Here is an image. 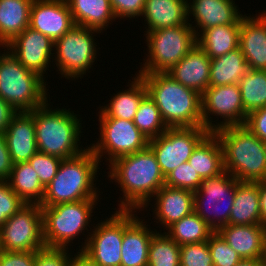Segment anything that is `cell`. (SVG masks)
I'll return each mask as SVG.
<instances>
[{"mask_svg":"<svg viewBox=\"0 0 266 266\" xmlns=\"http://www.w3.org/2000/svg\"><path fill=\"white\" fill-rule=\"evenodd\" d=\"M180 266H213L208 242L180 245Z\"/></svg>","mask_w":266,"mask_h":266,"instance_id":"41","label":"cell"},{"mask_svg":"<svg viewBox=\"0 0 266 266\" xmlns=\"http://www.w3.org/2000/svg\"><path fill=\"white\" fill-rule=\"evenodd\" d=\"M242 17L239 48L249 69L266 71V11Z\"/></svg>","mask_w":266,"mask_h":266,"instance_id":"20","label":"cell"},{"mask_svg":"<svg viewBox=\"0 0 266 266\" xmlns=\"http://www.w3.org/2000/svg\"><path fill=\"white\" fill-rule=\"evenodd\" d=\"M145 33L149 55L138 73H167L197 44V36L190 25Z\"/></svg>","mask_w":266,"mask_h":266,"instance_id":"8","label":"cell"},{"mask_svg":"<svg viewBox=\"0 0 266 266\" xmlns=\"http://www.w3.org/2000/svg\"><path fill=\"white\" fill-rule=\"evenodd\" d=\"M69 248L44 247L35 251V266H69Z\"/></svg>","mask_w":266,"mask_h":266,"instance_id":"43","label":"cell"},{"mask_svg":"<svg viewBox=\"0 0 266 266\" xmlns=\"http://www.w3.org/2000/svg\"><path fill=\"white\" fill-rule=\"evenodd\" d=\"M98 30L74 25L68 32L54 42L56 71L67 78H83L92 69L97 58V43L94 41Z\"/></svg>","mask_w":266,"mask_h":266,"instance_id":"9","label":"cell"},{"mask_svg":"<svg viewBox=\"0 0 266 266\" xmlns=\"http://www.w3.org/2000/svg\"><path fill=\"white\" fill-rule=\"evenodd\" d=\"M93 227L81 250L99 266H121L123 210H116Z\"/></svg>","mask_w":266,"mask_h":266,"instance_id":"15","label":"cell"},{"mask_svg":"<svg viewBox=\"0 0 266 266\" xmlns=\"http://www.w3.org/2000/svg\"><path fill=\"white\" fill-rule=\"evenodd\" d=\"M188 0H145L142 18L147 23L145 32L190 25Z\"/></svg>","mask_w":266,"mask_h":266,"instance_id":"25","label":"cell"},{"mask_svg":"<svg viewBox=\"0 0 266 266\" xmlns=\"http://www.w3.org/2000/svg\"><path fill=\"white\" fill-rule=\"evenodd\" d=\"M6 52V53H5ZM0 54V97L17 112H30L48 99V84L9 51Z\"/></svg>","mask_w":266,"mask_h":266,"instance_id":"6","label":"cell"},{"mask_svg":"<svg viewBox=\"0 0 266 266\" xmlns=\"http://www.w3.org/2000/svg\"><path fill=\"white\" fill-rule=\"evenodd\" d=\"M78 251L74 257L71 255L69 266H99L80 249V246Z\"/></svg>","mask_w":266,"mask_h":266,"instance_id":"49","label":"cell"},{"mask_svg":"<svg viewBox=\"0 0 266 266\" xmlns=\"http://www.w3.org/2000/svg\"><path fill=\"white\" fill-rule=\"evenodd\" d=\"M154 217L164 230L194 211V192L164 185L154 196ZM156 197V198H155ZM156 205V206H155Z\"/></svg>","mask_w":266,"mask_h":266,"instance_id":"23","label":"cell"},{"mask_svg":"<svg viewBox=\"0 0 266 266\" xmlns=\"http://www.w3.org/2000/svg\"><path fill=\"white\" fill-rule=\"evenodd\" d=\"M45 247L42 207L25 204L0 227L3 251H37Z\"/></svg>","mask_w":266,"mask_h":266,"instance_id":"12","label":"cell"},{"mask_svg":"<svg viewBox=\"0 0 266 266\" xmlns=\"http://www.w3.org/2000/svg\"><path fill=\"white\" fill-rule=\"evenodd\" d=\"M30 113L34 119L39 152L67 159L86 150L79 147L83 123L77 114L70 111V108L52 109L47 100Z\"/></svg>","mask_w":266,"mask_h":266,"instance_id":"4","label":"cell"},{"mask_svg":"<svg viewBox=\"0 0 266 266\" xmlns=\"http://www.w3.org/2000/svg\"><path fill=\"white\" fill-rule=\"evenodd\" d=\"M188 163L201 179L215 177L224 172L223 149L214 132H210L197 145Z\"/></svg>","mask_w":266,"mask_h":266,"instance_id":"27","label":"cell"},{"mask_svg":"<svg viewBox=\"0 0 266 266\" xmlns=\"http://www.w3.org/2000/svg\"><path fill=\"white\" fill-rule=\"evenodd\" d=\"M98 199L61 203L42 207L43 236L46 247L69 248L68 245L88 230ZM96 204V205H95ZM84 232V233H83Z\"/></svg>","mask_w":266,"mask_h":266,"instance_id":"7","label":"cell"},{"mask_svg":"<svg viewBox=\"0 0 266 266\" xmlns=\"http://www.w3.org/2000/svg\"><path fill=\"white\" fill-rule=\"evenodd\" d=\"M187 9L188 22L192 20V15L194 19L192 23L196 21V26L190 24L196 36L210 27L240 24L244 16L240 13L241 11H239L237 4L233 0H193L192 2L189 0Z\"/></svg>","mask_w":266,"mask_h":266,"instance_id":"19","label":"cell"},{"mask_svg":"<svg viewBox=\"0 0 266 266\" xmlns=\"http://www.w3.org/2000/svg\"><path fill=\"white\" fill-rule=\"evenodd\" d=\"M24 205L8 182L0 181V227Z\"/></svg>","mask_w":266,"mask_h":266,"instance_id":"42","label":"cell"},{"mask_svg":"<svg viewBox=\"0 0 266 266\" xmlns=\"http://www.w3.org/2000/svg\"><path fill=\"white\" fill-rule=\"evenodd\" d=\"M133 122L148 140L158 137L168 129L154 100L148 94L142 98Z\"/></svg>","mask_w":266,"mask_h":266,"instance_id":"37","label":"cell"},{"mask_svg":"<svg viewBox=\"0 0 266 266\" xmlns=\"http://www.w3.org/2000/svg\"><path fill=\"white\" fill-rule=\"evenodd\" d=\"M211 59L196 44L167 74L183 86L202 95L209 87Z\"/></svg>","mask_w":266,"mask_h":266,"instance_id":"24","label":"cell"},{"mask_svg":"<svg viewBox=\"0 0 266 266\" xmlns=\"http://www.w3.org/2000/svg\"><path fill=\"white\" fill-rule=\"evenodd\" d=\"M99 141L89 148L99 162L112 163L115 159L134 154L148 147L149 140L136 127L133 121L120 118H99ZM107 156V157H106ZM109 160V161H108Z\"/></svg>","mask_w":266,"mask_h":266,"instance_id":"11","label":"cell"},{"mask_svg":"<svg viewBox=\"0 0 266 266\" xmlns=\"http://www.w3.org/2000/svg\"><path fill=\"white\" fill-rule=\"evenodd\" d=\"M128 82L129 88L114 94L108 105L100 107L99 118H120L133 121L142 98L147 94V88L139 75Z\"/></svg>","mask_w":266,"mask_h":266,"instance_id":"28","label":"cell"},{"mask_svg":"<svg viewBox=\"0 0 266 266\" xmlns=\"http://www.w3.org/2000/svg\"><path fill=\"white\" fill-rule=\"evenodd\" d=\"M203 126L168 128L150 139L148 147L156 156L162 174L167 176L188 161L197 145L209 134Z\"/></svg>","mask_w":266,"mask_h":266,"instance_id":"13","label":"cell"},{"mask_svg":"<svg viewBox=\"0 0 266 266\" xmlns=\"http://www.w3.org/2000/svg\"><path fill=\"white\" fill-rule=\"evenodd\" d=\"M110 3L116 18L132 19L141 18L145 0H110Z\"/></svg>","mask_w":266,"mask_h":266,"instance_id":"44","label":"cell"},{"mask_svg":"<svg viewBox=\"0 0 266 266\" xmlns=\"http://www.w3.org/2000/svg\"><path fill=\"white\" fill-rule=\"evenodd\" d=\"M238 85L247 115L259 108L266 107V71L249 69L241 77Z\"/></svg>","mask_w":266,"mask_h":266,"instance_id":"35","label":"cell"},{"mask_svg":"<svg viewBox=\"0 0 266 266\" xmlns=\"http://www.w3.org/2000/svg\"><path fill=\"white\" fill-rule=\"evenodd\" d=\"M75 25L103 32L117 20L110 0H66Z\"/></svg>","mask_w":266,"mask_h":266,"instance_id":"26","label":"cell"},{"mask_svg":"<svg viewBox=\"0 0 266 266\" xmlns=\"http://www.w3.org/2000/svg\"><path fill=\"white\" fill-rule=\"evenodd\" d=\"M0 266H35V251H3Z\"/></svg>","mask_w":266,"mask_h":266,"instance_id":"45","label":"cell"},{"mask_svg":"<svg viewBox=\"0 0 266 266\" xmlns=\"http://www.w3.org/2000/svg\"><path fill=\"white\" fill-rule=\"evenodd\" d=\"M107 173L121 187L123 199L117 210H144L149 207L151 198L165 185L156 156L146 149L125 155L108 163Z\"/></svg>","mask_w":266,"mask_h":266,"instance_id":"1","label":"cell"},{"mask_svg":"<svg viewBox=\"0 0 266 266\" xmlns=\"http://www.w3.org/2000/svg\"><path fill=\"white\" fill-rule=\"evenodd\" d=\"M201 183L202 179L188 161L180 164L165 176V185L172 188L187 189L195 192Z\"/></svg>","mask_w":266,"mask_h":266,"instance_id":"39","label":"cell"},{"mask_svg":"<svg viewBox=\"0 0 266 266\" xmlns=\"http://www.w3.org/2000/svg\"><path fill=\"white\" fill-rule=\"evenodd\" d=\"M261 224L266 226V180L258 182Z\"/></svg>","mask_w":266,"mask_h":266,"instance_id":"50","label":"cell"},{"mask_svg":"<svg viewBox=\"0 0 266 266\" xmlns=\"http://www.w3.org/2000/svg\"><path fill=\"white\" fill-rule=\"evenodd\" d=\"M245 126L261 141H266V107L251 112Z\"/></svg>","mask_w":266,"mask_h":266,"instance_id":"46","label":"cell"},{"mask_svg":"<svg viewBox=\"0 0 266 266\" xmlns=\"http://www.w3.org/2000/svg\"><path fill=\"white\" fill-rule=\"evenodd\" d=\"M223 149L224 171L239 182L266 180V149L245 125L228 126L214 132Z\"/></svg>","mask_w":266,"mask_h":266,"instance_id":"5","label":"cell"},{"mask_svg":"<svg viewBox=\"0 0 266 266\" xmlns=\"http://www.w3.org/2000/svg\"><path fill=\"white\" fill-rule=\"evenodd\" d=\"M166 231L165 233L178 245L207 241L214 232L194 211L190 215L183 217L181 220L169 226Z\"/></svg>","mask_w":266,"mask_h":266,"instance_id":"34","label":"cell"},{"mask_svg":"<svg viewBox=\"0 0 266 266\" xmlns=\"http://www.w3.org/2000/svg\"><path fill=\"white\" fill-rule=\"evenodd\" d=\"M75 22L66 0H34L29 27L54 42L68 32Z\"/></svg>","mask_w":266,"mask_h":266,"instance_id":"17","label":"cell"},{"mask_svg":"<svg viewBox=\"0 0 266 266\" xmlns=\"http://www.w3.org/2000/svg\"><path fill=\"white\" fill-rule=\"evenodd\" d=\"M17 111L0 97V133H4Z\"/></svg>","mask_w":266,"mask_h":266,"instance_id":"48","label":"cell"},{"mask_svg":"<svg viewBox=\"0 0 266 266\" xmlns=\"http://www.w3.org/2000/svg\"><path fill=\"white\" fill-rule=\"evenodd\" d=\"M207 242L213 266H236L242 259L217 231L211 234Z\"/></svg>","mask_w":266,"mask_h":266,"instance_id":"38","label":"cell"},{"mask_svg":"<svg viewBox=\"0 0 266 266\" xmlns=\"http://www.w3.org/2000/svg\"><path fill=\"white\" fill-rule=\"evenodd\" d=\"M5 47L24 67L45 80L44 74L49 70V64L53 63V40L28 27Z\"/></svg>","mask_w":266,"mask_h":266,"instance_id":"16","label":"cell"},{"mask_svg":"<svg viewBox=\"0 0 266 266\" xmlns=\"http://www.w3.org/2000/svg\"><path fill=\"white\" fill-rule=\"evenodd\" d=\"M4 137L13 164L28 162L38 152L35 124L30 112H17L4 132Z\"/></svg>","mask_w":266,"mask_h":266,"instance_id":"21","label":"cell"},{"mask_svg":"<svg viewBox=\"0 0 266 266\" xmlns=\"http://www.w3.org/2000/svg\"><path fill=\"white\" fill-rule=\"evenodd\" d=\"M229 224H261L258 182H240L236 186Z\"/></svg>","mask_w":266,"mask_h":266,"instance_id":"30","label":"cell"},{"mask_svg":"<svg viewBox=\"0 0 266 266\" xmlns=\"http://www.w3.org/2000/svg\"><path fill=\"white\" fill-rule=\"evenodd\" d=\"M239 183L235 177L224 171L218 176L202 179L200 187L194 192V212L213 231L229 224L236 186Z\"/></svg>","mask_w":266,"mask_h":266,"instance_id":"10","label":"cell"},{"mask_svg":"<svg viewBox=\"0 0 266 266\" xmlns=\"http://www.w3.org/2000/svg\"><path fill=\"white\" fill-rule=\"evenodd\" d=\"M217 232L242 259L266 258V226L228 224Z\"/></svg>","mask_w":266,"mask_h":266,"instance_id":"22","label":"cell"},{"mask_svg":"<svg viewBox=\"0 0 266 266\" xmlns=\"http://www.w3.org/2000/svg\"><path fill=\"white\" fill-rule=\"evenodd\" d=\"M236 266H266V258L241 259Z\"/></svg>","mask_w":266,"mask_h":266,"instance_id":"51","label":"cell"},{"mask_svg":"<svg viewBox=\"0 0 266 266\" xmlns=\"http://www.w3.org/2000/svg\"><path fill=\"white\" fill-rule=\"evenodd\" d=\"M168 128L202 126L201 95L167 73H137Z\"/></svg>","mask_w":266,"mask_h":266,"instance_id":"2","label":"cell"},{"mask_svg":"<svg viewBox=\"0 0 266 266\" xmlns=\"http://www.w3.org/2000/svg\"><path fill=\"white\" fill-rule=\"evenodd\" d=\"M6 181L25 204L41 205L45 188L29 162L13 164Z\"/></svg>","mask_w":266,"mask_h":266,"instance_id":"32","label":"cell"},{"mask_svg":"<svg viewBox=\"0 0 266 266\" xmlns=\"http://www.w3.org/2000/svg\"><path fill=\"white\" fill-rule=\"evenodd\" d=\"M33 1L0 0V47L5 49L4 46L29 27Z\"/></svg>","mask_w":266,"mask_h":266,"instance_id":"29","label":"cell"},{"mask_svg":"<svg viewBox=\"0 0 266 266\" xmlns=\"http://www.w3.org/2000/svg\"><path fill=\"white\" fill-rule=\"evenodd\" d=\"M147 266H180V245L165 232L155 230L149 244Z\"/></svg>","mask_w":266,"mask_h":266,"instance_id":"36","label":"cell"},{"mask_svg":"<svg viewBox=\"0 0 266 266\" xmlns=\"http://www.w3.org/2000/svg\"><path fill=\"white\" fill-rule=\"evenodd\" d=\"M13 163L10 158L4 133H0V181H6L10 176Z\"/></svg>","mask_w":266,"mask_h":266,"instance_id":"47","label":"cell"},{"mask_svg":"<svg viewBox=\"0 0 266 266\" xmlns=\"http://www.w3.org/2000/svg\"><path fill=\"white\" fill-rule=\"evenodd\" d=\"M134 212L138 211L123 210L121 266L148 265L149 244L155 232Z\"/></svg>","mask_w":266,"mask_h":266,"instance_id":"18","label":"cell"},{"mask_svg":"<svg viewBox=\"0 0 266 266\" xmlns=\"http://www.w3.org/2000/svg\"><path fill=\"white\" fill-rule=\"evenodd\" d=\"M99 163L89 146L74 157L62 159L56 176L45 188L40 206L99 199L100 191L94 184L101 165Z\"/></svg>","mask_w":266,"mask_h":266,"instance_id":"3","label":"cell"},{"mask_svg":"<svg viewBox=\"0 0 266 266\" xmlns=\"http://www.w3.org/2000/svg\"><path fill=\"white\" fill-rule=\"evenodd\" d=\"M240 24L210 27L197 36V44L210 59H214L239 48Z\"/></svg>","mask_w":266,"mask_h":266,"instance_id":"31","label":"cell"},{"mask_svg":"<svg viewBox=\"0 0 266 266\" xmlns=\"http://www.w3.org/2000/svg\"><path fill=\"white\" fill-rule=\"evenodd\" d=\"M249 70L245 57L237 48L223 56L211 59L209 86L238 84Z\"/></svg>","mask_w":266,"mask_h":266,"instance_id":"33","label":"cell"},{"mask_svg":"<svg viewBox=\"0 0 266 266\" xmlns=\"http://www.w3.org/2000/svg\"><path fill=\"white\" fill-rule=\"evenodd\" d=\"M201 99L202 126L209 132L228 126L245 125L248 115L244 111L238 84L209 86ZM210 115L220 116L223 120L213 124Z\"/></svg>","mask_w":266,"mask_h":266,"instance_id":"14","label":"cell"},{"mask_svg":"<svg viewBox=\"0 0 266 266\" xmlns=\"http://www.w3.org/2000/svg\"><path fill=\"white\" fill-rule=\"evenodd\" d=\"M62 159L57 156L37 152L29 160V164L37 173L39 180L44 188L56 176Z\"/></svg>","mask_w":266,"mask_h":266,"instance_id":"40","label":"cell"}]
</instances>
